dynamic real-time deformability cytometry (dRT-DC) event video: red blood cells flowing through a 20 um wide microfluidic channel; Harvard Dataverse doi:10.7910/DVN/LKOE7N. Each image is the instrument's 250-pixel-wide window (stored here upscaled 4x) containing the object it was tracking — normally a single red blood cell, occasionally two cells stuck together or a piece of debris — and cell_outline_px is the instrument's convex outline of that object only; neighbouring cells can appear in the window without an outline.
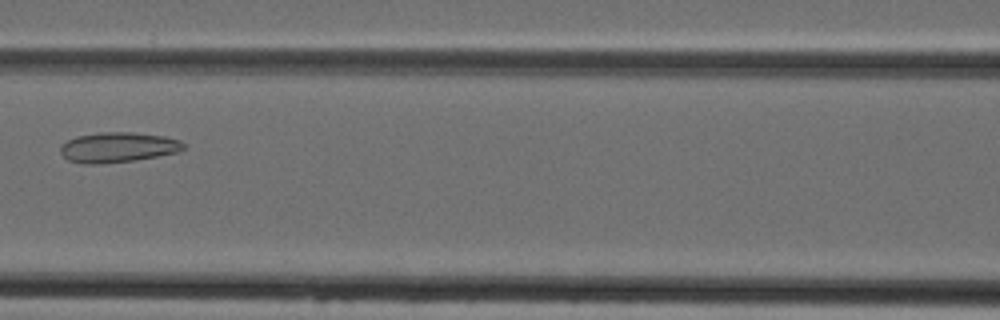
{"species": "Egyptian fruit bat (a non-hibernating species)", "species_latin": "Rousettus aegyptiacus", "temperature_condition": "cold", "stored_images_in_passage": 4, "camera_frame_rate_fps": 3000, "um_per_image_px": 0.085, "animal": {"sex": "female"}, "frame": {"image": 1, "passage_image": 3, "time_ms": 2.333, "image_size_px": [1000, 320], "cell_outline_px": [[188, 144], [180, 152], [136, 160], [100, 164], [84, 164], [68, 160], [60, 152], [60, 148], [68, 140], [76, 136], [100, 132], [132, 132], [164, 136], [180, 140]], "centroid_in_image_um": [10.07, 12.52], "position_along_channel_um": 156.5, "area_um2": 21.79}}
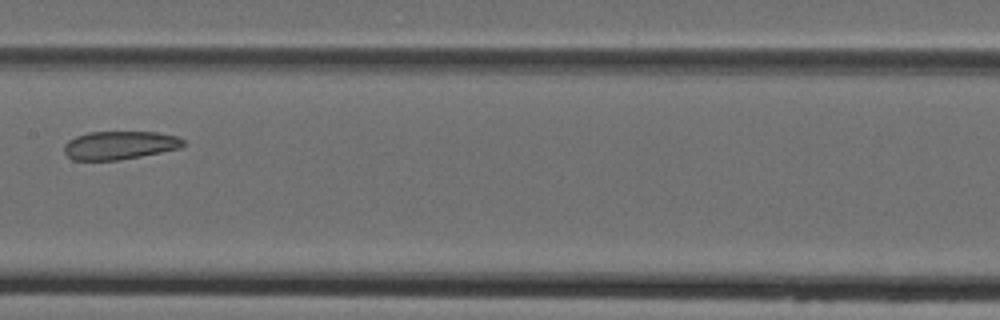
{"frame": {"image": 2, "passage_image": 4, "time_ms": 3.333, "image_size_px": [1000, 320], "cell_outline_px": [[184, 144], [180, 148], [140, 156], [116, 160], [72, 160], [64, 152], [64, 144], [68, 140], [76, 136], [88, 132], [156, 132], [176, 136], [184, 140]], "centroid_in_image_um": [10.13, 12.34], "position_along_channel_um": 197.3, "area_um2": 19.54}}